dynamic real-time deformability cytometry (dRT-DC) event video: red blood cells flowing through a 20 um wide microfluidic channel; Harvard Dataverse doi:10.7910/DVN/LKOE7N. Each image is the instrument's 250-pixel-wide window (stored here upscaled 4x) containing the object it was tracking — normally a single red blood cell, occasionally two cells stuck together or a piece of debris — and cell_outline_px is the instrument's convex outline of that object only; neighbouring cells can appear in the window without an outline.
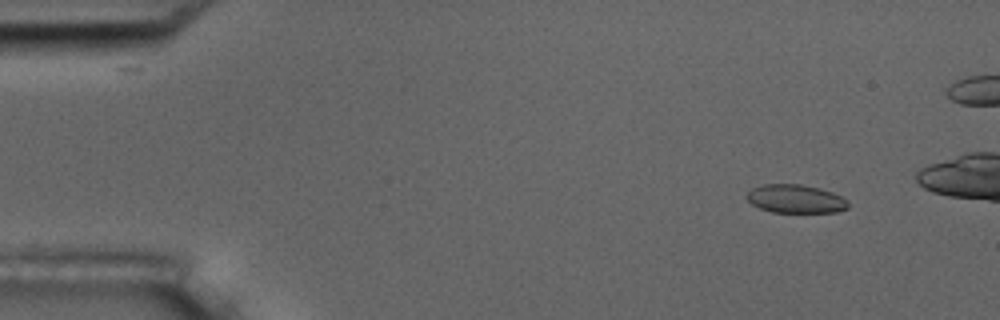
{"species": "common noctule bat (a hibernating species)", "species_latin": "Nyctalus noctula", "temperature_condition": "room temperature", "stored_images_in_passage": 5, "camera_frame_rate_fps": 3000, "um_per_image_px": 0.085, "animal": {"sex": "male", "body_mass_g": 17.5, "forearm_length_mm": 52.3}, "frame": {"image": 1, "passage_image": 2, "time_ms": 1.0, "image_size_px": [1000, 320], "cell_outline_px": [[848, 208], [836, 212], [772, 212], [760, 208], [752, 204], [748, 200], [748, 192], [752, 188], [764, 184], [800, 184], [832, 192], [848, 200]], "centroid_in_image_um": [67.63, 16.9], "position_along_channel_um": 17.4, "area_um2": 16.59}}